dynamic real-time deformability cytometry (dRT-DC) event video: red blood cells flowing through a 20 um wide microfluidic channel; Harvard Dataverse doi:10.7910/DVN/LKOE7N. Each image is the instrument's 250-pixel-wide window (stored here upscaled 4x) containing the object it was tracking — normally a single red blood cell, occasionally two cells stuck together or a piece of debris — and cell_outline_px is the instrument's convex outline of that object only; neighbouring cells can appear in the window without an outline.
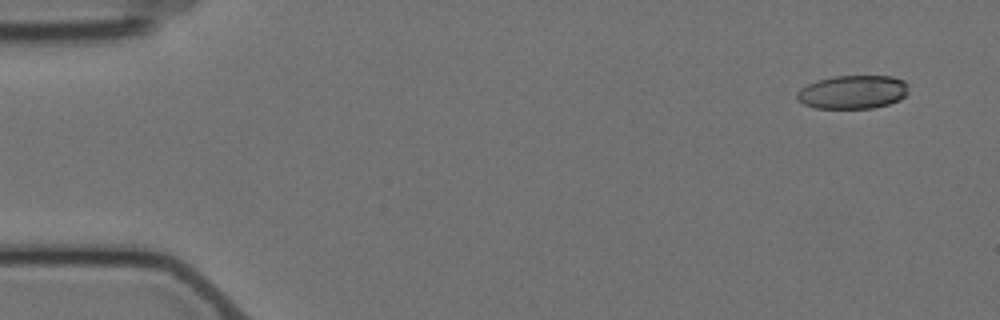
{"species": "Egyptian fruit bat (a non-hibernating species)", "species_latin": "Rousettus aegyptiacus", "temperature_condition": "cold", "stored_images_in_passage": 4, "camera_frame_rate_fps": 3000, "um_per_image_px": 0.085, "animal": {"sex": "female"}, "frame": {"image": 1, "passage_image": 1, "time_ms": 0.0, "image_size_px": [1000, 320], "cell_outline_px": [[908, 92], [900, 100], [888, 104], [872, 108], [816, 108], [804, 104], [796, 100], [796, 92], [800, 88], [816, 80], [832, 76], [892, 76], [904, 80], [908, 84]], "centroid_in_image_um": [72.47, 7.81], "position_along_channel_um": 12.5, "area_um2": 22.02}}
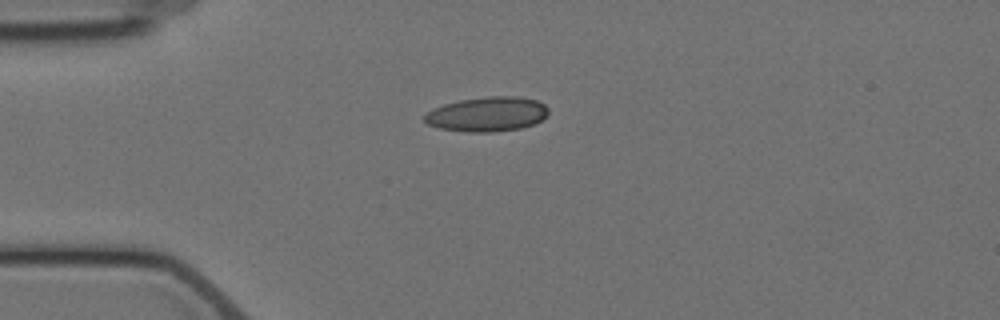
{"frame": {"image": 2, "passage_image": 4, "time_ms": 3.667, "image_size_px": [1000, 320], "cell_outline_px": [[548, 116], [536, 124], [520, 128], [492, 132], [468, 132], [440, 128], [428, 124], [424, 120], [424, 116], [432, 108], [444, 104], [460, 100], [488, 96], [516, 96], [536, 100], [544, 104], [548, 108]], "centroid_in_image_um": [41.44, 9.7], "position_along_channel_um": 43.6, "area_um2": 25.09}}